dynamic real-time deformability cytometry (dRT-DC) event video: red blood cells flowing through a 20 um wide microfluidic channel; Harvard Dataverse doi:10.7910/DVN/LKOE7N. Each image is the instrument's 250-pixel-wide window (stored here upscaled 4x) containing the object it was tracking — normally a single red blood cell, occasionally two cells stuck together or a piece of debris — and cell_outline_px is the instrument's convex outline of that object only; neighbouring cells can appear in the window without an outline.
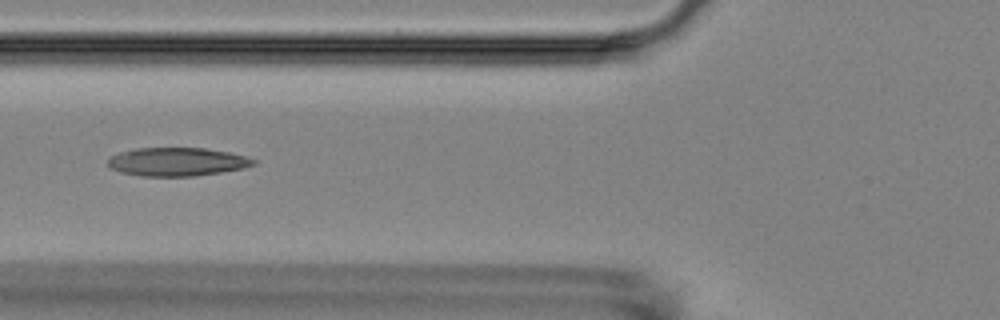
{"species": "Egyptian fruit bat (a non-hibernating species)", "species_latin": "Rousettus aegyptiacus", "temperature_condition": "room temperature", "stored_images_in_passage": 6, "camera_frame_rate_fps": 3000, "um_per_image_px": 0.085, "animal": {"sex": "female"}, "frame": {"image": 1, "passage_image": 6, "time_ms": 6.0, "image_size_px": [1000, 320], "cell_outline_px": [[256, 164], [244, 168], [220, 172], [192, 176], [140, 176], [120, 172], [112, 168], [108, 164], [108, 160], [112, 156], [120, 152], [136, 148], [204, 148], [228, 152], [244, 156], [256, 160]], "centroid_in_image_um": [15.05, 13.75], "position_along_channel_um": 110.7, "area_um2": 23.93}}